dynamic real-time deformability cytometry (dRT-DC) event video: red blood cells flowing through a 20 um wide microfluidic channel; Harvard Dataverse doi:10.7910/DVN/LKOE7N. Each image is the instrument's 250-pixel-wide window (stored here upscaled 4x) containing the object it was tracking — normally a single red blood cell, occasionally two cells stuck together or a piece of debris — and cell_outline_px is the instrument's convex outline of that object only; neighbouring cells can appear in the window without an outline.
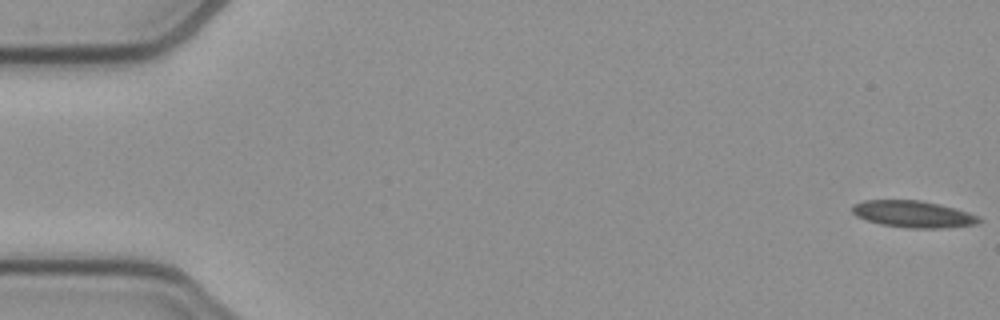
{"species": "common noctule bat (a hibernating species)", "species_latin": "Nyctalus noctula", "temperature_condition": "cold", "stored_images_in_passage": 46, "camera_frame_rate_fps": 3000, "um_per_image_px": 0.085, "animal": {"sex": "female", "body_mass_g": 21.9}, "frame": {"image": 1, "passage_image": 1, "time_ms": 0.0, "image_size_px": [1000, 320], "cell_outline_px": [[984, 220], [976, 224], [944, 228], [908, 228], [880, 224], [856, 216], [852, 212], [852, 204], [864, 200], [920, 200], [940, 204], [956, 208], [980, 216]], "centroid_in_image_um": [77.65, 18.2], "position_along_channel_um": 7.3, "area_um2": 19.94}}
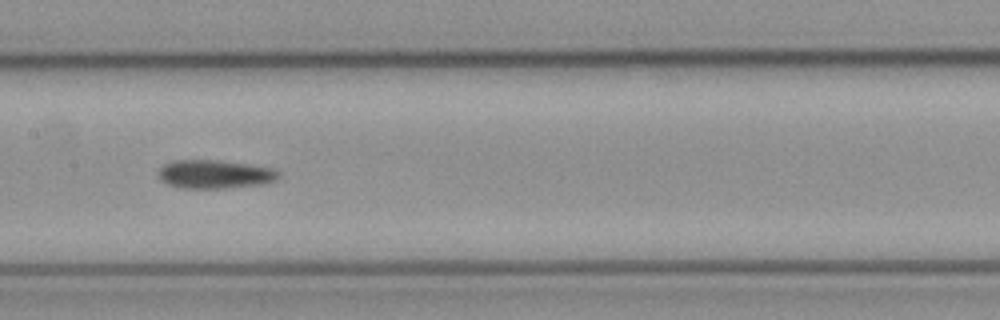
{"frame": {"image": 2, "passage_image": 26, "time_ms": 8.333, "image_size_px": [1000, 320], "cell_outline_px": [[280, 176], [276, 180], [264, 184], [224, 188], [180, 188], [168, 184], [160, 180], [156, 172], [164, 164], [172, 160], [216, 160], [248, 164], [272, 168], [280, 172]], "centroid_in_image_um": [18.23, 14.81], "position_along_channel_um": 189.2, "area_um2": 20.17}}
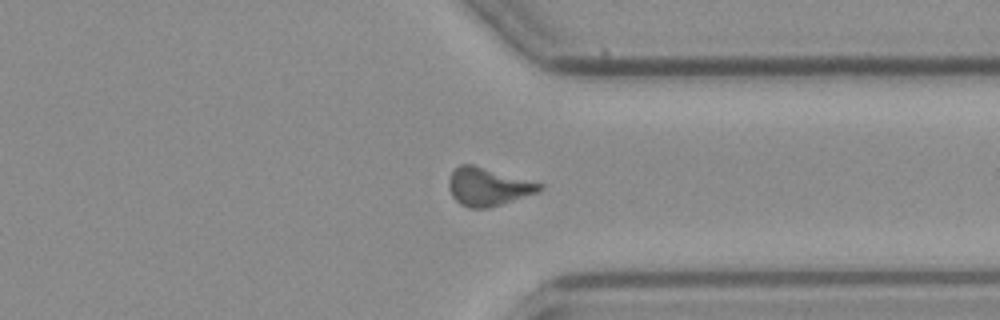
{"frame": {"image": 3, "passage_image": 40, "time_ms": 13.0, "image_size_px": [1000, 320], "cell_outline_px": [[544, 188], [536, 192], [488, 208], [468, 208], [460, 204], [452, 196], [448, 188], [448, 180], [452, 172], [460, 164], [472, 164], [544, 184]], "centroid_in_image_um": [41.44, 15.87], "position_along_channel_um": 370.0, "area_um2": 19.88}}